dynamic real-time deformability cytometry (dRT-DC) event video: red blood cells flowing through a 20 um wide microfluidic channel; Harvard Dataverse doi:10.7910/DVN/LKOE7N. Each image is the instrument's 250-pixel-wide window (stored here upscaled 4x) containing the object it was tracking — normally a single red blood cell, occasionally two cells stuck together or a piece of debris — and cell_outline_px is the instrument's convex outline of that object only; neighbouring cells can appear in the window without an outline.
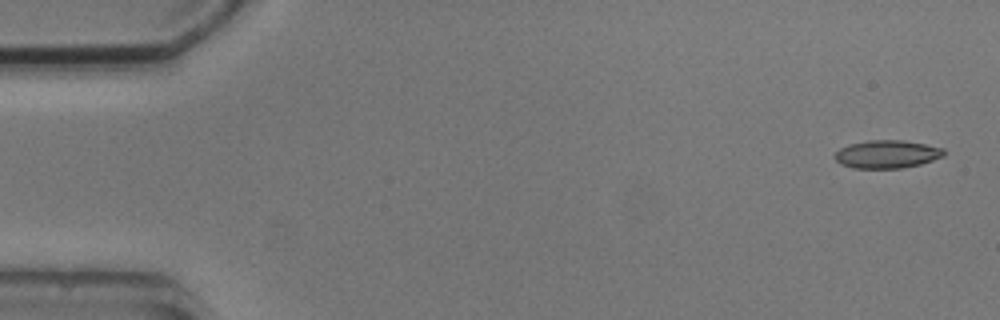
{"species": "common noctule bat (a hibernating species)", "species_latin": "Nyctalus noctula", "temperature_condition": "cold", "stored_images_in_passage": 5, "camera_frame_rate_fps": 3000, "um_per_image_px": 0.085, "animal": {"sex": "male", "body_mass_g": 20.5, "forearm_length_mm": 52.5}, "frame": {"image": 1, "passage_image": 1, "time_ms": 0.0, "image_size_px": [1000, 320], "cell_outline_px": [[944, 156], [920, 164], [900, 168], [852, 168], [840, 164], [832, 156], [840, 148], [848, 144], [868, 140], [904, 140], [944, 148]], "centroid_in_image_um": [75.35, 13.1], "position_along_channel_um": 9.6, "area_um2": 17.86}}
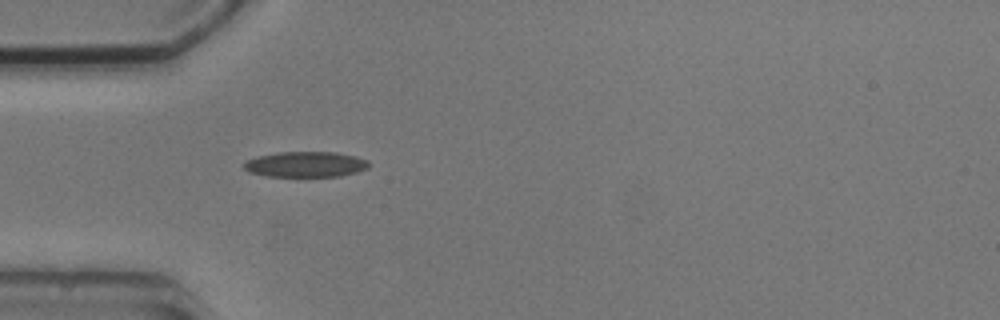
{"frame": {"image": 2, "passage_image": 5, "time_ms": 4.667, "image_size_px": [1000, 320], "cell_outline_px": [[368, 168], [356, 172], [340, 176], [268, 176], [248, 172], [244, 168], [244, 164], [248, 160], [256, 156], [276, 152], [336, 152], [356, 156], [368, 160]], "centroid_in_image_um": [25.97, 13.96], "position_along_channel_um": 59.0, "area_um2": 18.55}}